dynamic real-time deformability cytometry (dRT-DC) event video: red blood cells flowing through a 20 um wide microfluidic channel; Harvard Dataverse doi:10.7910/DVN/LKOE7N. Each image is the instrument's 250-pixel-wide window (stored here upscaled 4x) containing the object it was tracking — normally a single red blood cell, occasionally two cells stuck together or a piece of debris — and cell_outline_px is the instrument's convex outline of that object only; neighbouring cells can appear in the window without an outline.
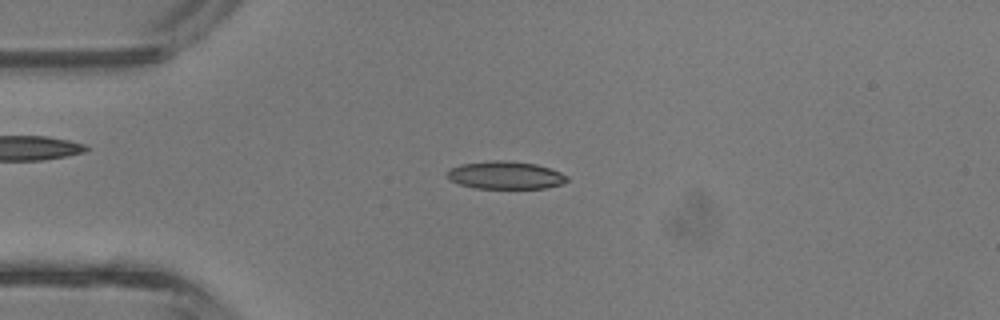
{"species": "common noctule bat (a hibernating species)", "species_latin": "Nyctalus noctula", "temperature_condition": "room temperature", "stored_images_in_passage": 42, "camera_frame_rate_fps": 3000, "um_per_image_px": 0.085, "animal": {"sex": "male", "body_mass_g": 13.3}, "frame": {"image": 1, "passage_image": 10, "time_ms": 3.0, "image_size_px": [1000, 320], "cell_outline_px": [[568, 180], [560, 184], [544, 188], [476, 188], [460, 184], [452, 180], [448, 176], [448, 172], [452, 168], [460, 164], [492, 160], [500, 160], [536, 164], [560, 172], [568, 176]], "centroid_in_image_um": [42.98, 14.89], "position_along_channel_um": 42.0, "area_um2": 19.02}}
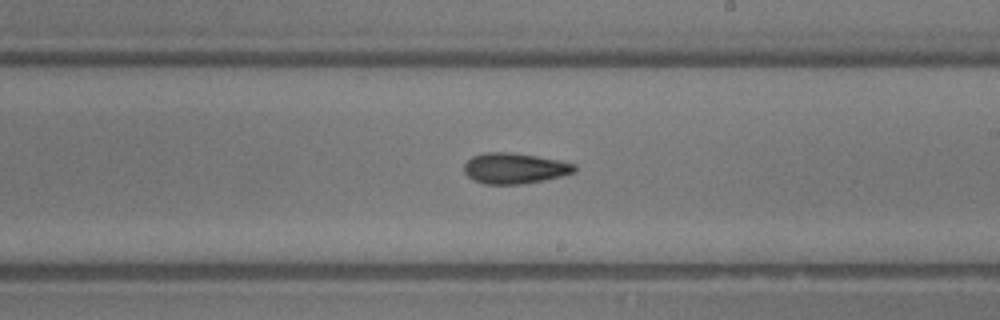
{"frame": {"image": 2, "passage_image": 24, "time_ms": 7.667, "image_size_px": [1000, 320], "cell_outline_px": [[576, 172], [564, 176], [544, 180], [520, 184], [484, 184], [472, 180], [464, 172], [464, 164], [472, 156], [484, 152], [508, 152], [536, 156], [560, 160], [576, 164]], "centroid_in_image_um": [43.75, 14.31], "position_along_channel_um": 245.2, "area_um2": 19.94}}
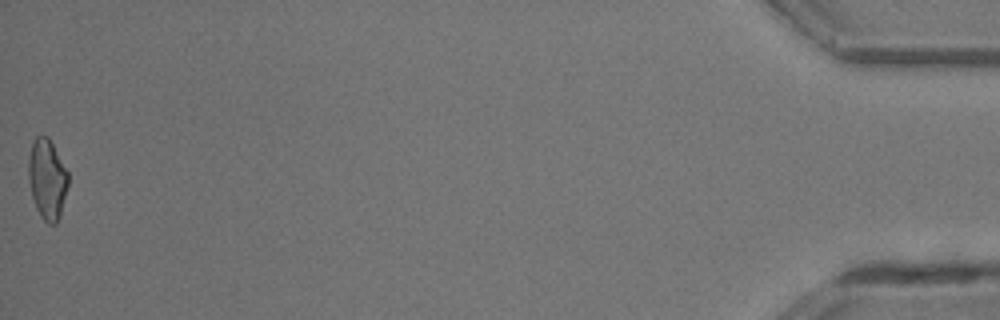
{"frame": {"image": 3, "passage_image": 42, "time_ms": 13.667, "image_size_px": [1000, 320], "cell_outline_px": [[68, 184], [60, 216], [56, 224], [48, 224], [40, 216], [36, 208], [32, 196], [28, 180], [28, 160], [32, 144], [36, 136], [48, 136], [68, 172]], "centroid_in_image_um": [4.0, 15.24], "position_along_channel_um": 431.2, "area_um2": 18.5}, "authors_computed_cell_mechanics": {"area_um2": 19.0451, "velocity_mm_per_s": 4.8428, "shape_relaxation_time_tau1_ms": 8.2204, "shape_relaxation_time_tau2_ms": 3.8103, "deformation_change_tau1": 0.1845, "deformation_change_tau2": 0.1289}}